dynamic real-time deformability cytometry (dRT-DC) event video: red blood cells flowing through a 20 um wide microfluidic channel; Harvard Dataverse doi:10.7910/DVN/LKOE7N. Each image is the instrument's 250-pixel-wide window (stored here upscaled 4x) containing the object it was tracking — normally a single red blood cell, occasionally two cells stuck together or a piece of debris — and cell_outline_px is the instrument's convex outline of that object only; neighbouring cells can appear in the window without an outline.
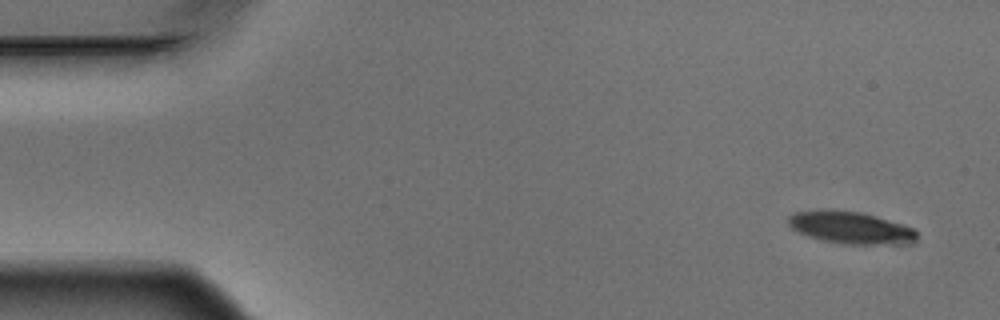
{"species": "Egyptian fruit bat (a non-hibernating species)", "species_latin": "Rousettus aegyptiacus", "temperature_condition": "warm", "stored_images_in_passage": 6, "camera_frame_rate_fps": 3000, "um_per_image_px": 0.085, "animal": {"sex": "male"}, "frame": {"image": 1, "passage_image": 1, "time_ms": 0.0, "image_size_px": [1000, 320], "cell_outline_px": [[916, 240], [904, 244], [844, 244], [824, 240], [800, 232], [792, 228], [788, 224], [788, 216], [796, 212], [832, 208], [860, 212], [876, 216], [912, 228], [916, 232]], "centroid_in_image_um": [72.29, 19.33], "position_along_channel_um": 12.7, "area_um2": 23.87}}
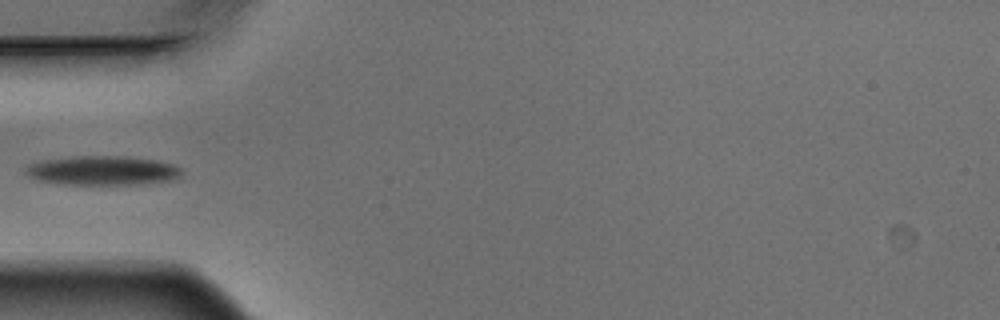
{"frame": {"image": 2, "passage_image": 5, "time_ms": 1.333, "image_size_px": [1000, 320], "cell_outline_px": [[184, 168], [180, 176], [176, 180], [140, 184], [64, 184], [40, 180], [28, 176], [24, 172], [24, 168], [28, 164], [44, 160], [76, 156], [124, 156], [156, 160], [172, 164]], "centroid_in_image_um": [8.76, 14.49], "position_along_channel_um": 76.2, "area_um2": 26.7}}
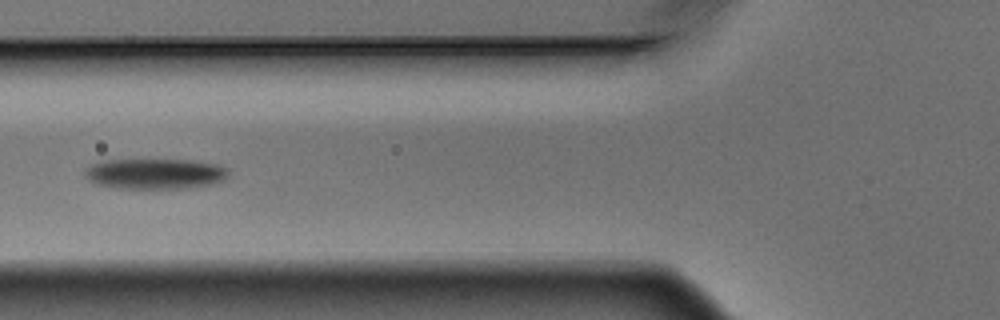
{"frame": {"image": 3, "passage_image": 6, "time_ms": 1.667, "image_size_px": [1000, 320], "cell_outline_px": [[228, 176], [224, 180], [212, 184], [188, 188], [116, 188], [96, 184], [88, 180], [84, 176], [84, 168], [92, 164], [104, 160], [196, 160], [220, 164], [228, 168]], "centroid_in_image_um": [13.19, 14.76], "position_along_channel_um": 112.6, "area_um2": 25.84}}